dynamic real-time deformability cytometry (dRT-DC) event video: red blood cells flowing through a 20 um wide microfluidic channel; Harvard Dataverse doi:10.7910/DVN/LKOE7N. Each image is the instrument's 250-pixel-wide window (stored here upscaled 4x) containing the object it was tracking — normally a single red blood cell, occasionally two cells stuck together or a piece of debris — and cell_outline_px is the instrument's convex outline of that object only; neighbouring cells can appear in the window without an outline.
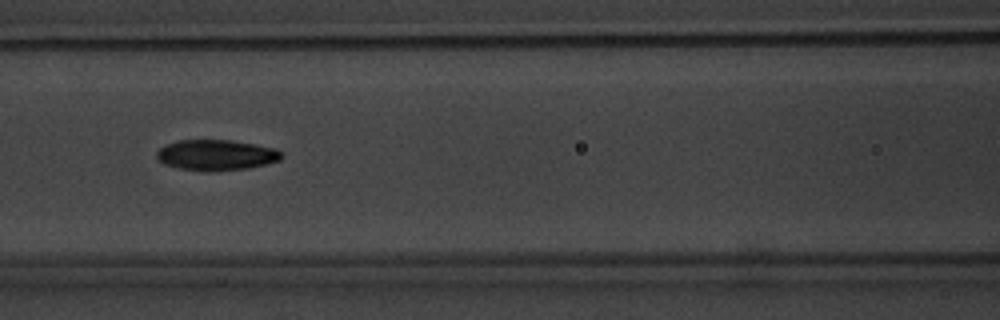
{"species": "common noctule bat (a hibernating species)", "species_latin": "Nyctalus noctula", "temperature_condition": "warm", "stored_images_in_passage": 9, "camera_frame_rate_fps": 3000, "um_per_image_px": 0.085, "animal": {"sex": "male", "body_mass_g": 20.1, "forearm_length_mm": 53.5}, "frame": {"image": 1, "passage_image": 8, "time_ms": 8.333, "image_size_px": [1000, 320], "cell_outline_px": [[284, 156], [280, 160], [248, 168], [180, 168], [164, 164], [156, 156], [156, 152], [160, 148], [176, 140], [228, 140], [276, 148]], "centroid_in_image_um": [18.39, 13.12], "position_along_channel_um": 148.2, "area_um2": 21.15}}
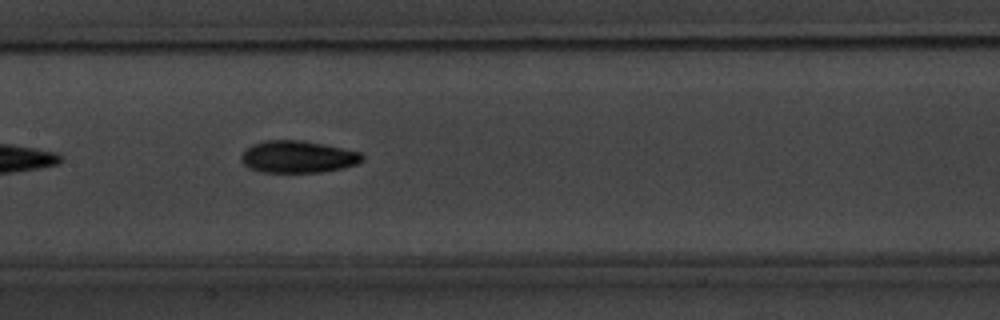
{"frame": {"image": 2, "passage_image": 9, "time_ms": 9.333, "image_size_px": [1000, 320], "cell_outline_px": [[364, 160], [356, 164], [344, 168], [320, 172], [260, 172], [248, 168], [240, 160], [240, 156], [244, 148], [252, 144], [264, 140], [300, 140], [324, 144], [360, 152], [364, 156]], "centroid_in_image_um": [25.28, 13.32], "position_along_channel_um": 182.1, "area_um2": 22.89}}